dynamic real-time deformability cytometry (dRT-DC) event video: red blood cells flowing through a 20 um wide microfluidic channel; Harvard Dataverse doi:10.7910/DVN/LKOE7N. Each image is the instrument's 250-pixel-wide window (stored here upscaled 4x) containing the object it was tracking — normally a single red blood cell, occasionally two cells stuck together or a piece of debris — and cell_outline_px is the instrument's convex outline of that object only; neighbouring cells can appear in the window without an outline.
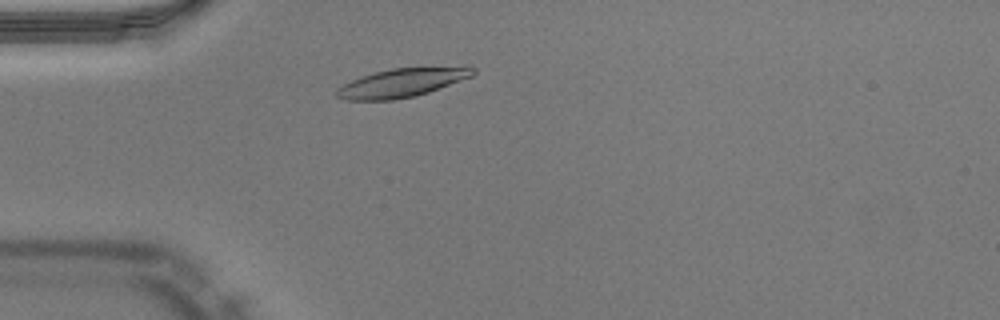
{"species": "Egyptian fruit bat (a non-hibernating species)", "species_latin": "Rousettus aegyptiacus", "temperature_condition": "warm", "stored_images_in_passage": 43, "camera_frame_rate_fps": 3000, "um_per_image_px": 0.085, "animal": {"sex": "male"}, "frame": {"image": 1, "passage_image": 7, "time_ms": 2.0, "image_size_px": [1000, 320], "cell_outline_px": [[476, 72], [472, 76], [428, 92], [412, 96], [392, 100], [344, 100], [336, 96], [336, 88], [352, 80], [376, 72], [392, 68], [468, 64], [476, 68]], "centroid_in_image_um": [34.27, 6.99], "position_along_channel_um": 50.7, "area_um2": 23.18}}
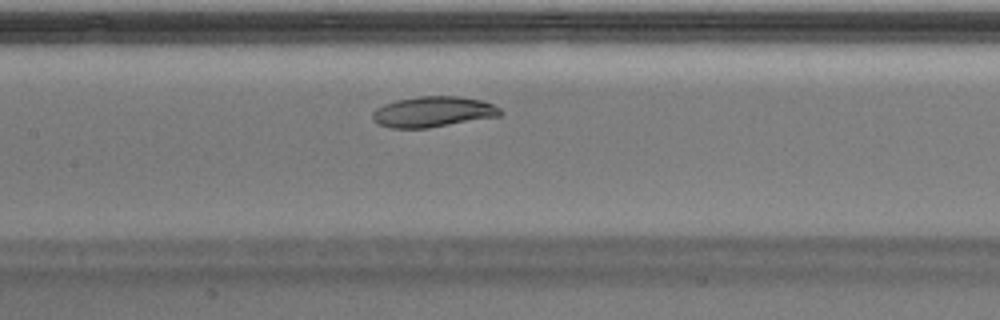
{"frame": {"image": 2, "passage_image": 17, "time_ms": 5.333, "image_size_px": [1000, 320], "cell_outline_px": [[504, 112], [500, 116], [428, 128], [392, 128], [380, 124], [372, 120], [372, 112], [376, 108], [384, 104], [396, 100], [420, 96], [456, 96], [480, 100], [492, 104], [500, 108]], "centroid_in_image_um": [36.81, 9.5], "position_along_channel_um": 170.6, "area_um2": 22.77}}
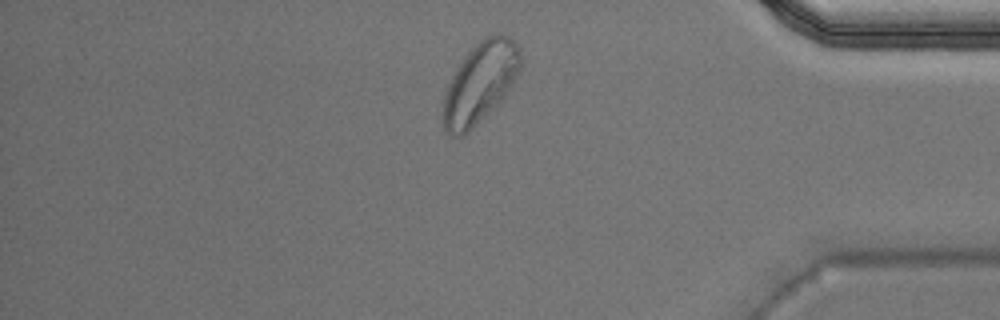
{"frame": {"image": 3, "passage_image": 36, "time_ms": 11.667, "image_size_px": [1000, 320], "cell_outline_px": [[520, 64], [516, 76], [508, 92], [464, 136], [452, 136], [444, 128], [440, 120], [444, 96], [452, 76], [468, 52], [484, 36], [492, 32], [500, 32], [516, 40], [520, 48]], "centroid_in_image_um": [40.8, 7.01], "position_along_channel_um": 394.4, "area_um2": 36.3}, "authors_computed_cell_mechanics": {"area_um2": 23.1778, "velocity_mm_per_s": 3.9452, "shape_relaxation_time_tau1_ms": 2.2539, "shape_relaxation_time_tau2_ms": null, "deformation_change_tau1": 0.0998, "deformation_change_tau2": null}}